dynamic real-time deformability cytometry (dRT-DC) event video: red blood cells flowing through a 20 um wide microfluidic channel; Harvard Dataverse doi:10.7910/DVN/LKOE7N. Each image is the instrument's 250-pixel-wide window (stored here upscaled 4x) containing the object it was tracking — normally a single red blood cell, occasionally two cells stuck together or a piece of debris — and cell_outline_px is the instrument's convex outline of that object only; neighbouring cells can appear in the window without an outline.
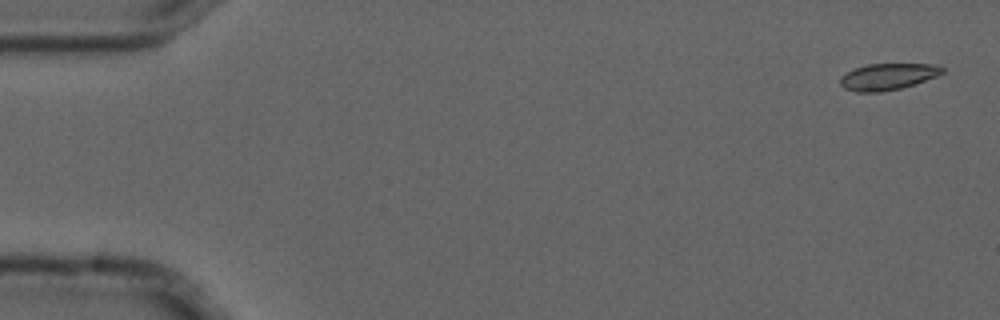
{"species": "common noctule bat (a hibernating species)", "species_latin": "Nyctalus noctula", "temperature_condition": "cold", "stored_images_in_passage": 2, "camera_frame_rate_fps": 3000, "um_per_image_px": 0.085, "animal": {"sex": "male", "forearm_length_mm": 52.5}, "frame": {"image": 1, "passage_image": 2, "time_ms": 0.333, "image_size_px": [1000, 320], "cell_outline_px": [[944, 72], [936, 76], [900, 88], [880, 92], [856, 92], [844, 88], [840, 84], [840, 76], [856, 68], [868, 64], [940, 64], [944, 68]], "centroid_in_image_um": [75.46, 6.51], "position_along_channel_um": 9.5, "area_um2": 15.61}}